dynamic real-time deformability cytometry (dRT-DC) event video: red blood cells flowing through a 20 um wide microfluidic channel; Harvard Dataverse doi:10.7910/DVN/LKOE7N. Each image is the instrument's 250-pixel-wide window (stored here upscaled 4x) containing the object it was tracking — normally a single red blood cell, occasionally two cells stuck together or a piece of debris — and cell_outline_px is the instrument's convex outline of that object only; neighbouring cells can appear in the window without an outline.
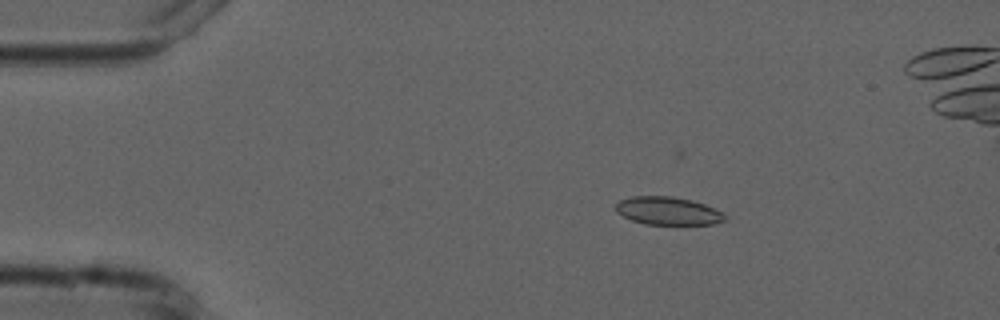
{"species": "common noctule bat (a hibernating species)", "species_latin": "Nyctalus noctula", "temperature_condition": "cold", "stored_images_in_passage": 6, "camera_frame_rate_fps": 3000, "um_per_image_px": 0.085, "animal": {"sex": "male", "forearm_length_mm": 52.5}, "frame": {"image": 1, "passage_image": 4, "time_ms": 3.667, "image_size_px": [1000, 320], "cell_outline_px": [[728, 220], [712, 224], [644, 224], [632, 220], [616, 212], [616, 204], [620, 200], [632, 196], [672, 196], [692, 200], [704, 204], [724, 212]], "centroid_in_image_um": [56.81, 17.92], "position_along_channel_um": 28.2, "area_um2": 17.86}}